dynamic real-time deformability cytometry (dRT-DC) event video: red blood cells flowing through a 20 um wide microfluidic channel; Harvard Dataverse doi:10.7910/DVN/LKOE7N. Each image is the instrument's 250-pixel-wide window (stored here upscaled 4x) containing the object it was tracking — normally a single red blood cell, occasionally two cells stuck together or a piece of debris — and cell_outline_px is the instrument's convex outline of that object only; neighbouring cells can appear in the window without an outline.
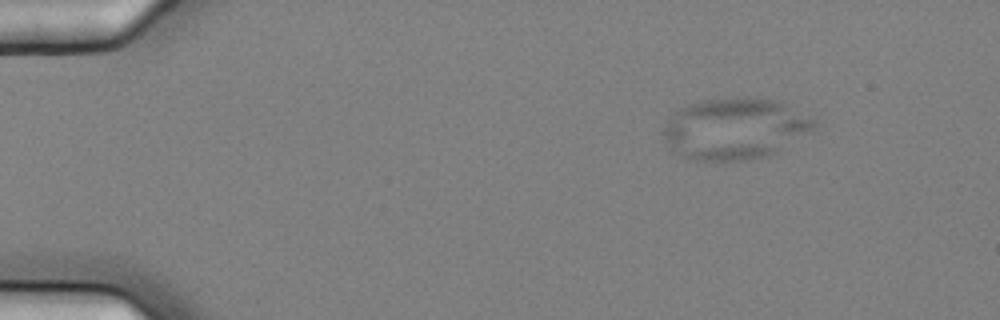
{"species": "common noctule bat (a hibernating species)", "species_latin": "Nyctalus noctula", "temperature_condition": "cold", "stored_images_in_passage": 5, "segment_of_instrument_passage": [1, 2], "camera_frame_rate_fps": 3000, "um_per_image_px": 0.085, "animal": {"sex": "female", "body_mass_g": 25.1}, "frame": {"image": 1, "passage_image": 1, "time_ms": 0.0, "image_size_px": [1000, 320], "cell_outline_px": [[816, 128], [776, 152], [764, 156], [748, 160], [696, 160], [684, 156], [672, 148], [664, 136], [664, 128], [672, 112], [692, 104], [704, 100], [780, 100], [816, 120]], "centroid_in_image_um": [62.5, 10.96], "position_along_channel_um": 22.5, "area_um2": 52.37}}